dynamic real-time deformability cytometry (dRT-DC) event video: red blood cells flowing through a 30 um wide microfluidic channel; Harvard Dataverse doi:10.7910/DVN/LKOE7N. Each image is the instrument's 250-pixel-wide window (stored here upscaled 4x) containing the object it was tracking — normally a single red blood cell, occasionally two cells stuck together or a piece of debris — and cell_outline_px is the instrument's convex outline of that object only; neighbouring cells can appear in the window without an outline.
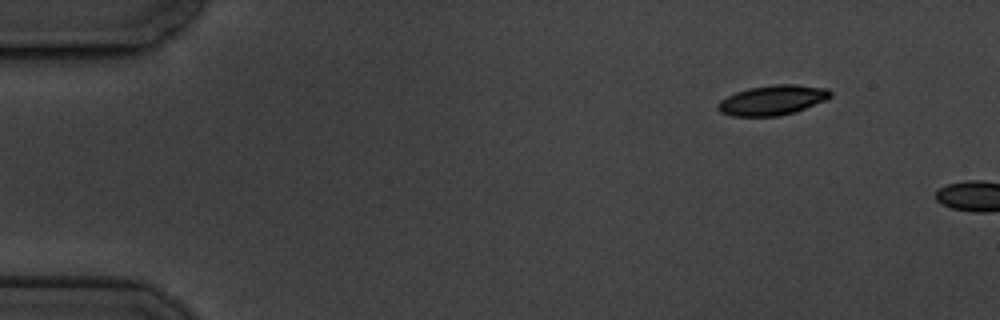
{"species": "common noctule bat (a hibernating species)", "species_latin": "Nyctalus noctula", "temperature_condition": "cold", "stored_images_in_passage": 2, "camera_frame_rate_fps": 3000, "um_per_image_px": 0.085, "animal": {"sex": "male", "body_mass_g": 19.5, "forearm_length_mm": 54.6}, "frame": {"image": 1, "passage_image": 1, "time_ms": 0.0, "image_size_px": [1000, 320], "cell_outline_px": [[832, 96], [828, 100], [796, 112], [776, 116], [732, 116], [720, 112], [716, 108], [716, 104], [720, 100], [736, 92], [748, 88], [772, 84], [796, 84], [828, 88], [832, 92]], "centroid_in_image_um": [65.69, 8.51], "position_along_channel_um": 19.3, "area_um2": 19.94}}